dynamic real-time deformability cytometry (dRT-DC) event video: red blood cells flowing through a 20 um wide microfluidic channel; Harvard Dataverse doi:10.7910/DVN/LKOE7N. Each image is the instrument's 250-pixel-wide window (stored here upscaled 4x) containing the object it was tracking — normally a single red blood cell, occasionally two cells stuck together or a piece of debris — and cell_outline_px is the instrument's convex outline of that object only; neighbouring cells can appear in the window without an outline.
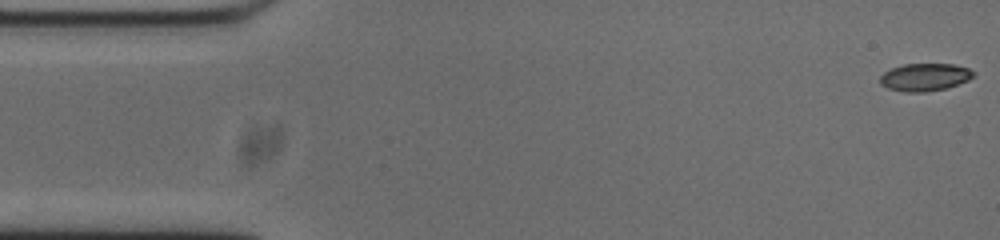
{"species": "common noctule bat (a hibernating species)", "species_latin": "Nyctalus noctula", "temperature_condition": "cold", "stored_images_in_passage": 54, "camera_frame_rate_fps": 3000, "um_per_image_px": 0.085, "animal": {"sex": "male", "body_mass_g": 20.0, "forearm_length_mm": 53.3}, "frame": {"image": 1, "passage_image": 1, "time_ms": 0.0, "image_size_px": [1000, 240], "cell_outline_px": [[976, 72], [968, 80], [944, 88], [924, 92], [904, 92], [888, 88], [880, 84], [880, 76], [884, 72], [892, 68], [904, 64], [952, 64], [968, 68]], "centroid_in_image_um": [78.58, 6.55], "position_along_channel_um": 6.4, "area_um2": 14.85}}
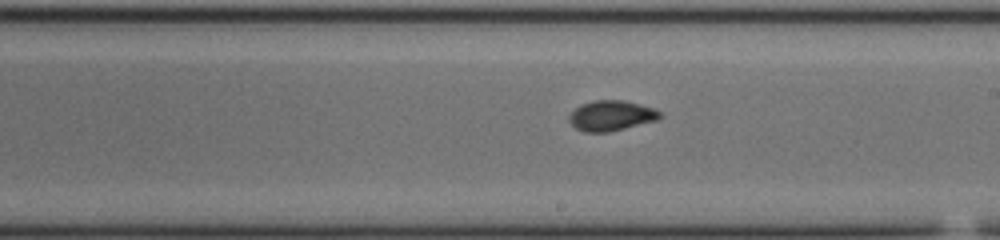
{"frame": {"image": 2, "passage_image": 29, "time_ms": 9.333, "image_size_px": [1000, 240], "cell_outline_px": [[664, 116], [656, 120], [608, 132], [584, 132], [576, 128], [568, 120], [568, 116], [580, 104], [592, 100], [624, 100], [640, 104], [652, 108], [660, 112]], "centroid_in_image_um": [51.93, 9.82], "position_along_channel_um": 237.1, "area_um2": 15.95}}
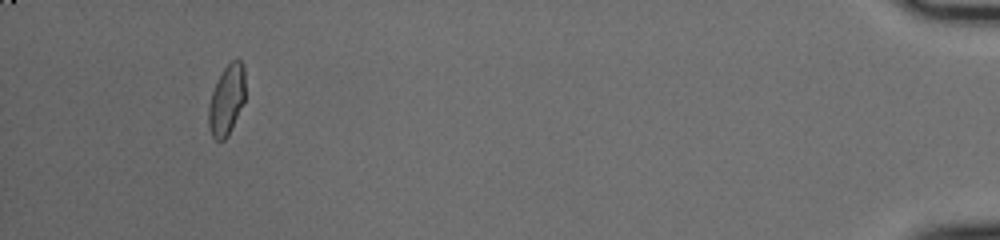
{"frame": {"image": 3, "passage_image": 50, "time_ms": 16.333, "image_size_px": [1000, 240], "cell_outline_px": [[244, 104], [228, 136], [224, 140], [216, 140], [212, 136], [208, 124], [208, 108], [212, 92], [216, 80], [224, 68], [232, 60], [240, 60], [244, 64]], "centroid_in_image_um": [19.26, 8.51], "position_along_channel_um": 415.9, "area_um2": 15.09}, "authors_computed_cell_mechanics": {"area_um2": 15.3748, "velocity_mm_per_s": 3.7385, "shape_relaxation_time_tau1_ms": 4.6122, "shape_relaxation_time_tau2_ms": 1.0981, "deformation_change_tau1": 0.1286, "deformation_change_tau2": 0.0489}}